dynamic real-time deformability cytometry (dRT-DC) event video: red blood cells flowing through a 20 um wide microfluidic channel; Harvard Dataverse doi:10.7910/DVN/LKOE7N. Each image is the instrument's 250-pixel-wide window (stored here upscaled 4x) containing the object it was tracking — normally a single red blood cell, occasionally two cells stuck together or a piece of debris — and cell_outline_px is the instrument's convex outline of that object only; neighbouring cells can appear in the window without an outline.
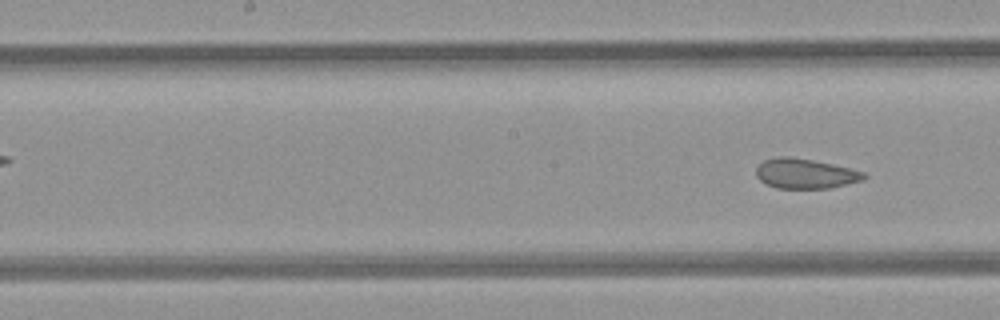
{"species": "common noctule bat (a hibernating species)", "species_latin": "Nyctalus noctula", "temperature_condition": "room temperature", "stored_images_in_passage": 6, "segment_of_instrument_passage": [2, 2], "camera_frame_rate_fps": 3000, "um_per_image_px": 0.085, "animal": {"sex": "female", "body_mass_g": 21.9}, "frame": {"image": 1, "passage_image": 6, "time_ms": 6.667, "image_size_px": [1000, 320], "cell_outline_px": [[868, 176], [864, 180], [828, 188], [776, 188], [760, 180], [756, 176], [756, 168], [764, 160], [776, 156], [788, 156], [812, 160], [832, 164], [864, 172]], "centroid_in_image_um": [68.44, 14.75], "position_along_channel_um": 179.8, "area_um2": 18.67}}